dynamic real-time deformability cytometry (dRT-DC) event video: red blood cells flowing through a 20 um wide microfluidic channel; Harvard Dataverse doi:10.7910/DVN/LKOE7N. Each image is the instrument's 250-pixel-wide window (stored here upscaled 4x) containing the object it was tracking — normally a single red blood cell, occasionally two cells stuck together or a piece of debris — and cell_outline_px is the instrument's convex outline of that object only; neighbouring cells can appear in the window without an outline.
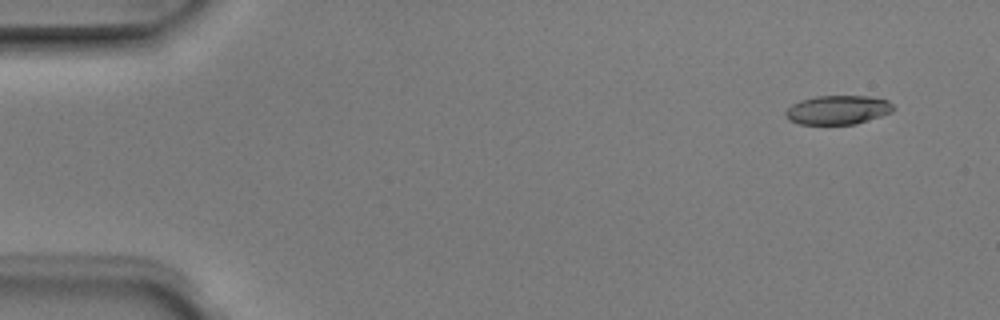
{"species": "Egyptian fruit bat (a non-hibernating species)", "species_latin": "Rousettus aegyptiacus", "temperature_condition": "room temperature", "stored_images_in_passage": 5, "camera_frame_rate_fps": 3000, "um_per_image_px": 0.085, "animal": {"sex": "male"}, "frame": {"image": 1, "passage_image": 1, "time_ms": 0.0, "image_size_px": [1000, 320], "cell_outline_px": [[892, 112], [856, 124], [800, 124], [788, 120], [784, 116], [784, 112], [792, 104], [800, 100], [816, 96], [868, 96], [888, 100], [892, 104]], "centroid_in_image_um": [71.17, 9.34], "position_along_channel_um": 13.8, "area_um2": 18.21}}